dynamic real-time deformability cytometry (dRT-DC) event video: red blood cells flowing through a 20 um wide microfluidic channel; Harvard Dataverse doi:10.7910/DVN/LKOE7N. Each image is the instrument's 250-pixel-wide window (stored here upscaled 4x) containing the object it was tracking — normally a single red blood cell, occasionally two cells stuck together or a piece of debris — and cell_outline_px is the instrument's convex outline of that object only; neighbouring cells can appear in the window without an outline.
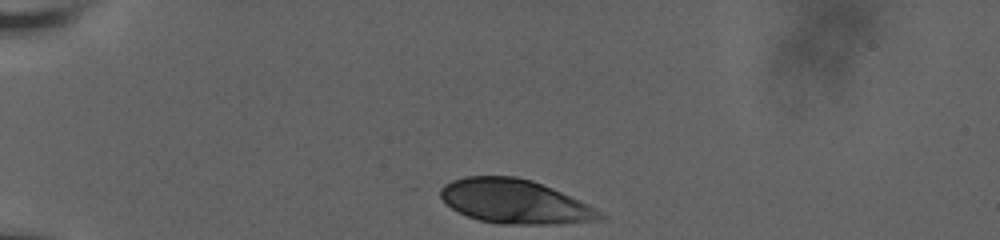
{"species": "human", "species_latin": "Homo sapiens", "temperature_condition": "room temperature", "stored_images_in_passage": 36, "camera_frame_rate_fps": 3000, "um_per_image_px": 0.085, "donor": {"sex": "male"}, "frame": {"image": 1, "passage_image": 1, "time_ms": 0.0, "image_size_px": [1000, 240], "cell_outline_px": [[608, 220], [556, 224], [496, 224], [480, 220], [468, 216], [452, 208], [440, 196], [440, 188], [444, 184], [452, 180], [464, 176], [516, 176], [532, 180], [552, 188], [580, 200], [588, 204], [600, 212]], "centroid_in_image_um": [43.78, 17.13], "position_along_channel_um": 41.2, "area_um2": 41.04}}
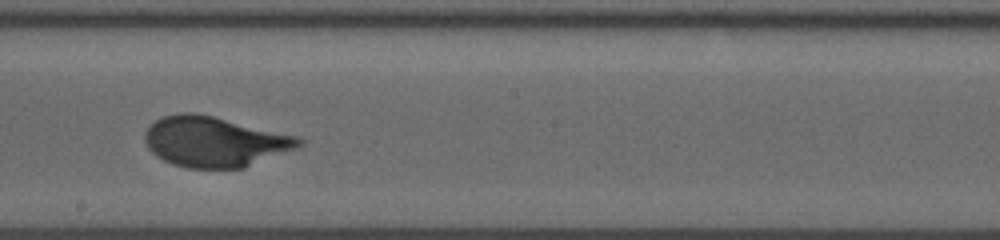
{"frame": {"image": 2, "passage_image": 21, "time_ms": 6.667, "image_size_px": [1000, 240], "cell_outline_px": [[304, 144], [296, 148], [244, 168], [188, 168], [172, 164], [156, 156], [148, 148], [144, 140], [144, 132], [148, 124], [164, 116], [180, 112], [192, 112], [212, 116], [300, 136], [304, 140]], "centroid_in_image_um": [18.23, 12.04], "position_along_channel_um": 230.0, "area_um2": 45.37}}
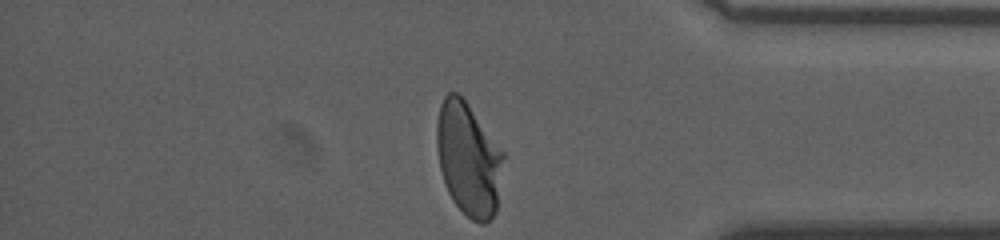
{"frame": {"image": 3, "passage_image": 36, "time_ms": 11.667, "image_size_px": [1000, 240], "cell_outline_px": [[504, 156], [496, 212], [484, 224], [480, 224], [472, 220], [452, 200], [444, 184], [440, 168], [436, 144], [436, 124], [440, 104], [444, 96], [448, 92], [456, 92], [468, 104], [504, 152]], "centroid_in_image_um": [39.81, 13.51], "position_along_channel_um": 395.4, "area_um2": 43.87}, "authors_computed_cell_mechanics": {"area_um2": 44.2748, "velocity_mm_per_s": 3.6326, "shape_relaxation_time_tau1_ms": 4.1682, "shape_relaxation_time_tau2_ms": null, "deformation_change_tau1": 0.1938, "deformation_change_tau2": null}}